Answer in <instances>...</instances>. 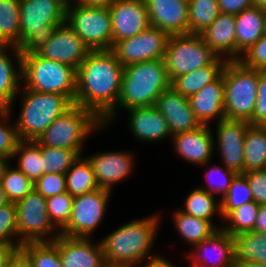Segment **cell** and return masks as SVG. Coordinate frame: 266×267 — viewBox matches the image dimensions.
<instances>
[{
    "instance_id": "obj_9",
    "label": "cell",
    "mask_w": 266,
    "mask_h": 267,
    "mask_svg": "<svg viewBox=\"0 0 266 267\" xmlns=\"http://www.w3.org/2000/svg\"><path fill=\"white\" fill-rule=\"evenodd\" d=\"M219 56L200 34L171 35L164 54L169 80L212 64Z\"/></svg>"
},
{
    "instance_id": "obj_54",
    "label": "cell",
    "mask_w": 266,
    "mask_h": 267,
    "mask_svg": "<svg viewBox=\"0 0 266 267\" xmlns=\"http://www.w3.org/2000/svg\"><path fill=\"white\" fill-rule=\"evenodd\" d=\"M115 0H71L70 3L89 7H110Z\"/></svg>"
},
{
    "instance_id": "obj_41",
    "label": "cell",
    "mask_w": 266,
    "mask_h": 267,
    "mask_svg": "<svg viewBox=\"0 0 266 267\" xmlns=\"http://www.w3.org/2000/svg\"><path fill=\"white\" fill-rule=\"evenodd\" d=\"M10 165L9 163L5 168L0 184L8 200L16 203L34 189V182L17 167H11Z\"/></svg>"
},
{
    "instance_id": "obj_20",
    "label": "cell",
    "mask_w": 266,
    "mask_h": 267,
    "mask_svg": "<svg viewBox=\"0 0 266 267\" xmlns=\"http://www.w3.org/2000/svg\"><path fill=\"white\" fill-rule=\"evenodd\" d=\"M211 126L201 125L198 128L173 136V149L180 158L188 163L205 166L211 163L214 156L215 138Z\"/></svg>"
},
{
    "instance_id": "obj_11",
    "label": "cell",
    "mask_w": 266,
    "mask_h": 267,
    "mask_svg": "<svg viewBox=\"0 0 266 267\" xmlns=\"http://www.w3.org/2000/svg\"><path fill=\"white\" fill-rule=\"evenodd\" d=\"M15 204L17 237L22 244L53 241L60 234L49 220L46 199L35 189Z\"/></svg>"
},
{
    "instance_id": "obj_39",
    "label": "cell",
    "mask_w": 266,
    "mask_h": 267,
    "mask_svg": "<svg viewBox=\"0 0 266 267\" xmlns=\"http://www.w3.org/2000/svg\"><path fill=\"white\" fill-rule=\"evenodd\" d=\"M259 205L255 201L241 205L239 208L232 210L225 218V225L222 223L221 228L232 236L243 232L253 231Z\"/></svg>"
},
{
    "instance_id": "obj_12",
    "label": "cell",
    "mask_w": 266,
    "mask_h": 267,
    "mask_svg": "<svg viewBox=\"0 0 266 267\" xmlns=\"http://www.w3.org/2000/svg\"><path fill=\"white\" fill-rule=\"evenodd\" d=\"M111 191L99 188L87 194L74 197L68 224L60 231L69 237L92 238L107 211Z\"/></svg>"
},
{
    "instance_id": "obj_33",
    "label": "cell",
    "mask_w": 266,
    "mask_h": 267,
    "mask_svg": "<svg viewBox=\"0 0 266 267\" xmlns=\"http://www.w3.org/2000/svg\"><path fill=\"white\" fill-rule=\"evenodd\" d=\"M184 207L179 210L183 213L197 217L202 220H214L213 216L219 214L221 216V203L215 195L206 191L194 188L189 195L184 198Z\"/></svg>"
},
{
    "instance_id": "obj_49",
    "label": "cell",
    "mask_w": 266,
    "mask_h": 267,
    "mask_svg": "<svg viewBox=\"0 0 266 267\" xmlns=\"http://www.w3.org/2000/svg\"><path fill=\"white\" fill-rule=\"evenodd\" d=\"M243 174L249 181L253 200L258 205H266V169L252 170Z\"/></svg>"
},
{
    "instance_id": "obj_59",
    "label": "cell",
    "mask_w": 266,
    "mask_h": 267,
    "mask_svg": "<svg viewBox=\"0 0 266 267\" xmlns=\"http://www.w3.org/2000/svg\"><path fill=\"white\" fill-rule=\"evenodd\" d=\"M253 7H257L259 9H266V0H252Z\"/></svg>"
},
{
    "instance_id": "obj_57",
    "label": "cell",
    "mask_w": 266,
    "mask_h": 267,
    "mask_svg": "<svg viewBox=\"0 0 266 267\" xmlns=\"http://www.w3.org/2000/svg\"><path fill=\"white\" fill-rule=\"evenodd\" d=\"M9 163H10L9 159H7L3 156H0V182H1V179L3 177L4 170L8 166Z\"/></svg>"
},
{
    "instance_id": "obj_18",
    "label": "cell",
    "mask_w": 266,
    "mask_h": 267,
    "mask_svg": "<svg viewBox=\"0 0 266 267\" xmlns=\"http://www.w3.org/2000/svg\"><path fill=\"white\" fill-rule=\"evenodd\" d=\"M90 162L99 188L113 190L116 183L128 179L134 170V155L129 151H106L86 157Z\"/></svg>"
},
{
    "instance_id": "obj_50",
    "label": "cell",
    "mask_w": 266,
    "mask_h": 267,
    "mask_svg": "<svg viewBox=\"0 0 266 267\" xmlns=\"http://www.w3.org/2000/svg\"><path fill=\"white\" fill-rule=\"evenodd\" d=\"M220 12L223 14H239L244 9L253 7L252 0H218Z\"/></svg>"
},
{
    "instance_id": "obj_19",
    "label": "cell",
    "mask_w": 266,
    "mask_h": 267,
    "mask_svg": "<svg viewBox=\"0 0 266 267\" xmlns=\"http://www.w3.org/2000/svg\"><path fill=\"white\" fill-rule=\"evenodd\" d=\"M58 235V254L63 267H104L107 263L100 241Z\"/></svg>"
},
{
    "instance_id": "obj_36",
    "label": "cell",
    "mask_w": 266,
    "mask_h": 267,
    "mask_svg": "<svg viewBox=\"0 0 266 267\" xmlns=\"http://www.w3.org/2000/svg\"><path fill=\"white\" fill-rule=\"evenodd\" d=\"M17 168L35 182L42 175V145L35 140H21L14 152Z\"/></svg>"
},
{
    "instance_id": "obj_32",
    "label": "cell",
    "mask_w": 266,
    "mask_h": 267,
    "mask_svg": "<svg viewBox=\"0 0 266 267\" xmlns=\"http://www.w3.org/2000/svg\"><path fill=\"white\" fill-rule=\"evenodd\" d=\"M80 156L65 173L67 192L73 197L99 189L93 168L86 157Z\"/></svg>"
},
{
    "instance_id": "obj_10",
    "label": "cell",
    "mask_w": 266,
    "mask_h": 267,
    "mask_svg": "<svg viewBox=\"0 0 266 267\" xmlns=\"http://www.w3.org/2000/svg\"><path fill=\"white\" fill-rule=\"evenodd\" d=\"M66 23L90 50L112 48V23L109 7L67 4Z\"/></svg>"
},
{
    "instance_id": "obj_61",
    "label": "cell",
    "mask_w": 266,
    "mask_h": 267,
    "mask_svg": "<svg viewBox=\"0 0 266 267\" xmlns=\"http://www.w3.org/2000/svg\"><path fill=\"white\" fill-rule=\"evenodd\" d=\"M264 17H265V30H266V9L264 10Z\"/></svg>"
},
{
    "instance_id": "obj_31",
    "label": "cell",
    "mask_w": 266,
    "mask_h": 267,
    "mask_svg": "<svg viewBox=\"0 0 266 267\" xmlns=\"http://www.w3.org/2000/svg\"><path fill=\"white\" fill-rule=\"evenodd\" d=\"M233 238L236 261L256 262L266 267V233L249 231Z\"/></svg>"
},
{
    "instance_id": "obj_6",
    "label": "cell",
    "mask_w": 266,
    "mask_h": 267,
    "mask_svg": "<svg viewBox=\"0 0 266 267\" xmlns=\"http://www.w3.org/2000/svg\"><path fill=\"white\" fill-rule=\"evenodd\" d=\"M76 69L46 59L36 52L22 55V86L36 92L57 93L73 103L76 96Z\"/></svg>"
},
{
    "instance_id": "obj_45",
    "label": "cell",
    "mask_w": 266,
    "mask_h": 267,
    "mask_svg": "<svg viewBox=\"0 0 266 267\" xmlns=\"http://www.w3.org/2000/svg\"><path fill=\"white\" fill-rule=\"evenodd\" d=\"M16 217L15 203L0 207V243L22 244L17 237Z\"/></svg>"
},
{
    "instance_id": "obj_7",
    "label": "cell",
    "mask_w": 266,
    "mask_h": 267,
    "mask_svg": "<svg viewBox=\"0 0 266 267\" xmlns=\"http://www.w3.org/2000/svg\"><path fill=\"white\" fill-rule=\"evenodd\" d=\"M103 128L102 121L91 110L74 104L56 118L35 141L42 146L83 150L88 136Z\"/></svg>"
},
{
    "instance_id": "obj_38",
    "label": "cell",
    "mask_w": 266,
    "mask_h": 267,
    "mask_svg": "<svg viewBox=\"0 0 266 267\" xmlns=\"http://www.w3.org/2000/svg\"><path fill=\"white\" fill-rule=\"evenodd\" d=\"M83 150H69L42 146V175L47 173L65 174L83 156Z\"/></svg>"
},
{
    "instance_id": "obj_8",
    "label": "cell",
    "mask_w": 266,
    "mask_h": 267,
    "mask_svg": "<svg viewBox=\"0 0 266 267\" xmlns=\"http://www.w3.org/2000/svg\"><path fill=\"white\" fill-rule=\"evenodd\" d=\"M224 79L226 119L250 121L255 108L259 70L244 66L239 60L227 61Z\"/></svg>"
},
{
    "instance_id": "obj_29",
    "label": "cell",
    "mask_w": 266,
    "mask_h": 267,
    "mask_svg": "<svg viewBox=\"0 0 266 267\" xmlns=\"http://www.w3.org/2000/svg\"><path fill=\"white\" fill-rule=\"evenodd\" d=\"M175 230L178 235L189 243L191 248L201 241L210 237L214 232L221 228L222 224H214L213 220H202L194 216L187 215L179 209L172 215Z\"/></svg>"
},
{
    "instance_id": "obj_37",
    "label": "cell",
    "mask_w": 266,
    "mask_h": 267,
    "mask_svg": "<svg viewBox=\"0 0 266 267\" xmlns=\"http://www.w3.org/2000/svg\"><path fill=\"white\" fill-rule=\"evenodd\" d=\"M20 249L28 256L32 267H63L58 254V236L53 241L23 243Z\"/></svg>"
},
{
    "instance_id": "obj_24",
    "label": "cell",
    "mask_w": 266,
    "mask_h": 267,
    "mask_svg": "<svg viewBox=\"0 0 266 267\" xmlns=\"http://www.w3.org/2000/svg\"><path fill=\"white\" fill-rule=\"evenodd\" d=\"M7 52H12L11 57L10 53L8 55ZM14 59L16 60L15 64ZM21 86L22 55L18 47L0 45V109L13 110L12 105L20 92Z\"/></svg>"
},
{
    "instance_id": "obj_34",
    "label": "cell",
    "mask_w": 266,
    "mask_h": 267,
    "mask_svg": "<svg viewBox=\"0 0 266 267\" xmlns=\"http://www.w3.org/2000/svg\"><path fill=\"white\" fill-rule=\"evenodd\" d=\"M20 0H0V45L19 46Z\"/></svg>"
},
{
    "instance_id": "obj_13",
    "label": "cell",
    "mask_w": 266,
    "mask_h": 267,
    "mask_svg": "<svg viewBox=\"0 0 266 267\" xmlns=\"http://www.w3.org/2000/svg\"><path fill=\"white\" fill-rule=\"evenodd\" d=\"M169 38L167 32L149 26L145 31L115 43L111 50L123 66L163 59Z\"/></svg>"
},
{
    "instance_id": "obj_40",
    "label": "cell",
    "mask_w": 266,
    "mask_h": 267,
    "mask_svg": "<svg viewBox=\"0 0 266 267\" xmlns=\"http://www.w3.org/2000/svg\"><path fill=\"white\" fill-rule=\"evenodd\" d=\"M219 199L221 203V217L223 219L232 210L254 201L247 177L243 173H238L232 180L228 192Z\"/></svg>"
},
{
    "instance_id": "obj_52",
    "label": "cell",
    "mask_w": 266,
    "mask_h": 267,
    "mask_svg": "<svg viewBox=\"0 0 266 267\" xmlns=\"http://www.w3.org/2000/svg\"><path fill=\"white\" fill-rule=\"evenodd\" d=\"M22 244H2L0 243V267H6V264L14 252Z\"/></svg>"
},
{
    "instance_id": "obj_58",
    "label": "cell",
    "mask_w": 266,
    "mask_h": 267,
    "mask_svg": "<svg viewBox=\"0 0 266 267\" xmlns=\"http://www.w3.org/2000/svg\"><path fill=\"white\" fill-rule=\"evenodd\" d=\"M9 203L10 201L8 200L7 195L0 184V207H3Z\"/></svg>"
},
{
    "instance_id": "obj_56",
    "label": "cell",
    "mask_w": 266,
    "mask_h": 267,
    "mask_svg": "<svg viewBox=\"0 0 266 267\" xmlns=\"http://www.w3.org/2000/svg\"><path fill=\"white\" fill-rule=\"evenodd\" d=\"M232 267H265V266L256 262H238L234 259Z\"/></svg>"
},
{
    "instance_id": "obj_23",
    "label": "cell",
    "mask_w": 266,
    "mask_h": 267,
    "mask_svg": "<svg viewBox=\"0 0 266 267\" xmlns=\"http://www.w3.org/2000/svg\"><path fill=\"white\" fill-rule=\"evenodd\" d=\"M131 134L138 141L156 142L172 138L168 123L155 107H135L126 110Z\"/></svg>"
},
{
    "instance_id": "obj_14",
    "label": "cell",
    "mask_w": 266,
    "mask_h": 267,
    "mask_svg": "<svg viewBox=\"0 0 266 267\" xmlns=\"http://www.w3.org/2000/svg\"><path fill=\"white\" fill-rule=\"evenodd\" d=\"M89 51L82 39L65 22L55 28L48 41L36 53L77 70Z\"/></svg>"
},
{
    "instance_id": "obj_35",
    "label": "cell",
    "mask_w": 266,
    "mask_h": 267,
    "mask_svg": "<svg viewBox=\"0 0 266 267\" xmlns=\"http://www.w3.org/2000/svg\"><path fill=\"white\" fill-rule=\"evenodd\" d=\"M220 13L218 0H189L188 33L201 34Z\"/></svg>"
},
{
    "instance_id": "obj_62",
    "label": "cell",
    "mask_w": 266,
    "mask_h": 267,
    "mask_svg": "<svg viewBox=\"0 0 266 267\" xmlns=\"http://www.w3.org/2000/svg\"><path fill=\"white\" fill-rule=\"evenodd\" d=\"M67 4H69L71 2V0H64Z\"/></svg>"
},
{
    "instance_id": "obj_47",
    "label": "cell",
    "mask_w": 266,
    "mask_h": 267,
    "mask_svg": "<svg viewBox=\"0 0 266 267\" xmlns=\"http://www.w3.org/2000/svg\"><path fill=\"white\" fill-rule=\"evenodd\" d=\"M239 61L248 68L266 71V32L241 55Z\"/></svg>"
},
{
    "instance_id": "obj_30",
    "label": "cell",
    "mask_w": 266,
    "mask_h": 267,
    "mask_svg": "<svg viewBox=\"0 0 266 267\" xmlns=\"http://www.w3.org/2000/svg\"><path fill=\"white\" fill-rule=\"evenodd\" d=\"M266 169V125L249 124L244 140V173Z\"/></svg>"
},
{
    "instance_id": "obj_28",
    "label": "cell",
    "mask_w": 266,
    "mask_h": 267,
    "mask_svg": "<svg viewBox=\"0 0 266 267\" xmlns=\"http://www.w3.org/2000/svg\"><path fill=\"white\" fill-rule=\"evenodd\" d=\"M227 60L218 57L212 64L198 68L195 71L177 76L171 87L182 96L190 98L207 84L215 81L224 69Z\"/></svg>"
},
{
    "instance_id": "obj_22",
    "label": "cell",
    "mask_w": 266,
    "mask_h": 267,
    "mask_svg": "<svg viewBox=\"0 0 266 267\" xmlns=\"http://www.w3.org/2000/svg\"><path fill=\"white\" fill-rule=\"evenodd\" d=\"M155 107L165 117L172 137L201 126L191 109L189 98L182 96L172 87L161 93Z\"/></svg>"
},
{
    "instance_id": "obj_3",
    "label": "cell",
    "mask_w": 266,
    "mask_h": 267,
    "mask_svg": "<svg viewBox=\"0 0 266 267\" xmlns=\"http://www.w3.org/2000/svg\"><path fill=\"white\" fill-rule=\"evenodd\" d=\"M170 87L171 81L163 59L124 66L118 102L102 120L104 129L116 118L120 108L124 111L135 107L155 106L157 98Z\"/></svg>"
},
{
    "instance_id": "obj_5",
    "label": "cell",
    "mask_w": 266,
    "mask_h": 267,
    "mask_svg": "<svg viewBox=\"0 0 266 267\" xmlns=\"http://www.w3.org/2000/svg\"><path fill=\"white\" fill-rule=\"evenodd\" d=\"M18 96L22 107L15 124L20 140H36L56 118L74 105L65 95L36 92L23 86Z\"/></svg>"
},
{
    "instance_id": "obj_16",
    "label": "cell",
    "mask_w": 266,
    "mask_h": 267,
    "mask_svg": "<svg viewBox=\"0 0 266 267\" xmlns=\"http://www.w3.org/2000/svg\"><path fill=\"white\" fill-rule=\"evenodd\" d=\"M216 143L222 165L237 173H244V140L248 121L223 119L216 123Z\"/></svg>"
},
{
    "instance_id": "obj_27",
    "label": "cell",
    "mask_w": 266,
    "mask_h": 267,
    "mask_svg": "<svg viewBox=\"0 0 266 267\" xmlns=\"http://www.w3.org/2000/svg\"><path fill=\"white\" fill-rule=\"evenodd\" d=\"M236 60L253 46L266 32L264 10L257 7L244 9L235 15Z\"/></svg>"
},
{
    "instance_id": "obj_25",
    "label": "cell",
    "mask_w": 266,
    "mask_h": 267,
    "mask_svg": "<svg viewBox=\"0 0 266 267\" xmlns=\"http://www.w3.org/2000/svg\"><path fill=\"white\" fill-rule=\"evenodd\" d=\"M224 96V79L221 74L189 98L191 109L201 125L210 126L213 120L219 122L226 119Z\"/></svg>"
},
{
    "instance_id": "obj_51",
    "label": "cell",
    "mask_w": 266,
    "mask_h": 267,
    "mask_svg": "<svg viewBox=\"0 0 266 267\" xmlns=\"http://www.w3.org/2000/svg\"><path fill=\"white\" fill-rule=\"evenodd\" d=\"M6 267H32L28 256L19 248L8 260Z\"/></svg>"
},
{
    "instance_id": "obj_42",
    "label": "cell",
    "mask_w": 266,
    "mask_h": 267,
    "mask_svg": "<svg viewBox=\"0 0 266 267\" xmlns=\"http://www.w3.org/2000/svg\"><path fill=\"white\" fill-rule=\"evenodd\" d=\"M73 199L74 197L67 191L46 199L49 220L59 232L70 220Z\"/></svg>"
},
{
    "instance_id": "obj_60",
    "label": "cell",
    "mask_w": 266,
    "mask_h": 267,
    "mask_svg": "<svg viewBox=\"0 0 266 267\" xmlns=\"http://www.w3.org/2000/svg\"><path fill=\"white\" fill-rule=\"evenodd\" d=\"M104 267H130V266L106 264Z\"/></svg>"
},
{
    "instance_id": "obj_21",
    "label": "cell",
    "mask_w": 266,
    "mask_h": 267,
    "mask_svg": "<svg viewBox=\"0 0 266 267\" xmlns=\"http://www.w3.org/2000/svg\"><path fill=\"white\" fill-rule=\"evenodd\" d=\"M150 26L171 35L188 34L187 0H144Z\"/></svg>"
},
{
    "instance_id": "obj_26",
    "label": "cell",
    "mask_w": 266,
    "mask_h": 267,
    "mask_svg": "<svg viewBox=\"0 0 266 267\" xmlns=\"http://www.w3.org/2000/svg\"><path fill=\"white\" fill-rule=\"evenodd\" d=\"M235 15L220 13L200 35L219 57L236 60Z\"/></svg>"
},
{
    "instance_id": "obj_55",
    "label": "cell",
    "mask_w": 266,
    "mask_h": 267,
    "mask_svg": "<svg viewBox=\"0 0 266 267\" xmlns=\"http://www.w3.org/2000/svg\"><path fill=\"white\" fill-rule=\"evenodd\" d=\"M141 267H177V266H175L165 257H162L156 261L146 263L145 265H142Z\"/></svg>"
},
{
    "instance_id": "obj_53",
    "label": "cell",
    "mask_w": 266,
    "mask_h": 267,
    "mask_svg": "<svg viewBox=\"0 0 266 267\" xmlns=\"http://www.w3.org/2000/svg\"><path fill=\"white\" fill-rule=\"evenodd\" d=\"M253 231L266 233V205H259V210Z\"/></svg>"
},
{
    "instance_id": "obj_46",
    "label": "cell",
    "mask_w": 266,
    "mask_h": 267,
    "mask_svg": "<svg viewBox=\"0 0 266 267\" xmlns=\"http://www.w3.org/2000/svg\"><path fill=\"white\" fill-rule=\"evenodd\" d=\"M34 189L45 199L67 191L65 174L47 173L34 182Z\"/></svg>"
},
{
    "instance_id": "obj_15",
    "label": "cell",
    "mask_w": 266,
    "mask_h": 267,
    "mask_svg": "<svg viewBox=\"0 0 266 267\" xmlns=\"http://www.w3.org/2000/svg\"><path fill=\"white\" fill-rule=\"evenodd\" d=\"M109 10L112 23V46L145 31L150 26L144 0H115Z\"/></svg>"
},
{
    "instance_id": "obj_44",
    "label": "cell",
    "mask_w": 266,
    "mask_h": 267,
    "mask_svg": "<svg viewBox=\"0 0 266 267\" xmlns=\"http://www.w3.org/2000/svg\"><path fill=\"white\" fill-rule=\"evenodd\" d=\"M237 174V172L226 168L224 165L222 167L212 166L205 173L206 187L200 186L199 188L212 195L220 194L222 198L228 192L232 180Z\"/></svg>"
},
{
    "instance_id": "obj_2",
    "label": "cell",
    "mask_w": 266,
    "mask_h": 267,
    "mask_svg": "<svg viewBox=\"0 0 266 267\" xmlns=\"http://www.w3.org/2000/svg\"><path fill=\"white\" fill-rule=\"evenodd\" d=\"M160 221L158 214L145 216L119 226L101 239L106 263L141 267L162 258L160 254L152 255L151 250L159 232Z\"/></svg>"
},
{
    "instance_id": "obj_1",
    "label": "cell",
    "mask_w": 266,
    "mask_h": 267,
    "mask_svg": "<svg viewBox=\"0 0 266 267\" xmlns=\"http://www.w3.org/2000/svg\"><path fill=\"white\" fill-rule=\"evenodd\" d=\"M123 68L111 49L90 50L76 70L74 104L91 110L102 121L117 105Z\"/></svg>"
},
{
    "instance_id": "obj_43",
    "label": "cell",
    "mask_w": 266,
    "mask_h": 267,
    "mask_svg": "<svg viewBox=\"0 0 266 267\" xmlns=\"http://www.w3.org/2000/svg\"><path fill=\"white\" fill-rule=\"evenodd\" d=\"M12 113V110L0 109V156L9 160L14 158V152L21 141L15 122L14 124L9 122L10 118L13 117L11 116Z\"/></svg>"
},
{
    "instance_id": "obj_4",
    "label": "cell",
    "mask_w": 266,
    "mask_h": 267,
    "mask_svg": "<svg viewBox=\"0 0 266 267\" xmlns=\"http://www.w3.org/2000/svg\"><path fill=\"white\" fill-rule=\"evenodd\" d=\"M21 55L36 52L51 37L55 28L66 22L64 0H20Z\"/></svg>"
},
{
    "instance_id": "obj_17",
    "label": "cell",
    "mask_w": 266,
    "mask_h": 267,
    "mask_svg": "<svg viewBox=\"0 0 266 267\" xmlns=\"http://www.w3.org/2000/svg\"><path fill=\"white\" fill-rule=\"evenodd\" d=\"M192 248L187 252L189 267H232L234 263V238L222 228Z\"/></svg>"
},
{
    "instance_id": "obj_48",
    "label": "cell",
    "mask_w": 266,
    "mask_h": 267,
    "mask_svg": "<svg viewBox=\"0 0 266 267\" xmlns=\"http://www.w3.org/2000/svg\"><path fill=\"white\" fill-rule=\"evenodd\" d=\"M252 125H266V71H259L258 92L252 119Z\"/></svg>"
}]
</instances>
